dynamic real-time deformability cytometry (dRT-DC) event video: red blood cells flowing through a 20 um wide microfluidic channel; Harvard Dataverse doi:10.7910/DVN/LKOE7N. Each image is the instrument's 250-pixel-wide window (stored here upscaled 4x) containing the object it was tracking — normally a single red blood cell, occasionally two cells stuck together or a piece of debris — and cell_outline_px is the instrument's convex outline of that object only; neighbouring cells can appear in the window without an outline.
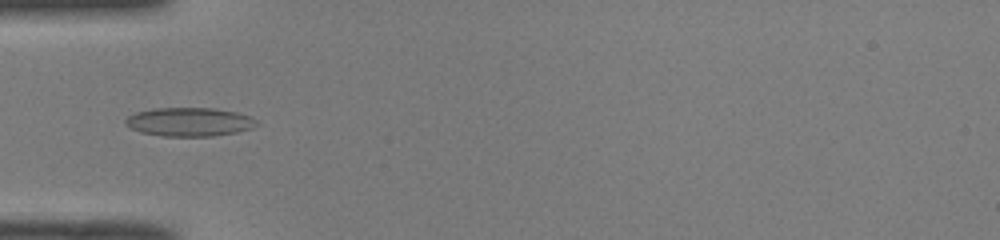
{"species": "common noctule bat (a hibernating species)", "species_latin": "Nyctalus noctula", "temperature_condition": "room temperature", "stored_images_in_passage": 47, "camera_frame_rate_fps": 3000, "um_per_image_px": 0.085, "animal": {"sex": "male", "body_mass_g": 19.0, "forearm_length_mm": 50.8}, "frame": {"image": 1, "passage_image": 14, "time_ms": 4.333, "image_size_px": [1000, 240], "cell_outline_px": [[260, 124], [252, 128], [236, 132], [212, 136], [164, 136], [140, 132], [124, 124], [124, 120], [128, 116], [136, 112], [152, 108], [216, 108], [236, 112], [252, 116]], "centroid_in_image_um": [16.11, 10.35], "position_along_channel_um": 68.9, "area_um2": 22.08}}
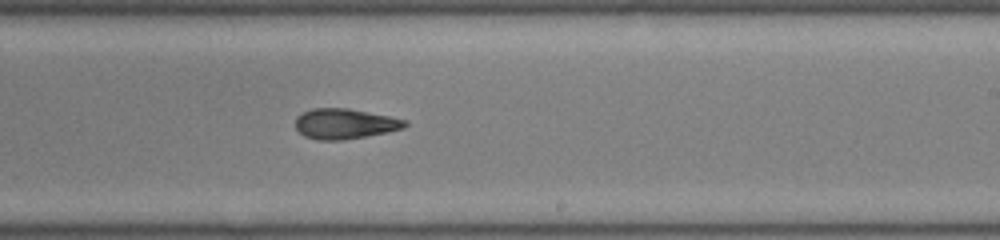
{"frame": {"image": 2, "passage_image": 28, "time_ms": 9.0, "image_size_px": [1000, 240], "cell_outline_px": [[408, 124], [404, 128], [388, 132], [340, 140], [316, 140], [304, 136], [296, 128], [296, 116], [312, 108], [348, 108], [408, 120]], "centroid_in_image_um": [29.3, 10.52], "position_along_channel_um": 259.7, "area_um2": 19.25}}
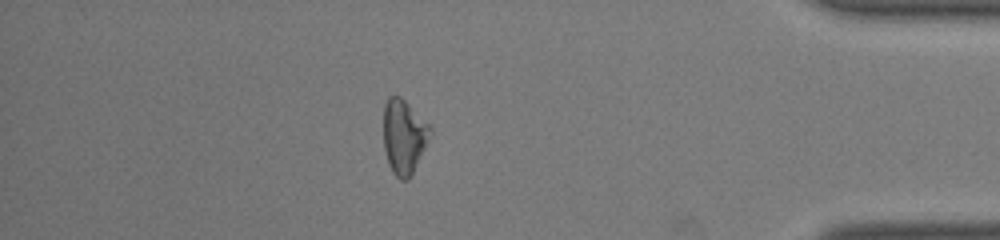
{"frame": {"image": 3, "passage_image": 41, "time_ms": 13.333, "image_size_px": [1000, 240], "cell_outline_px": [[432, 132], [408, 180], [400, 180], [392, 172], [388, 164], [384, 148], [384, 104], [388, 96], [400, 96], [432, 128]], "centroid_in_image_um": [34.3, 11.6], "position_along_channel_um": 400.9, "area_um2": 19.88}, "authors_computed_cell_mechanics": {"area_um2": 20.4034, "velocity_mm_per_s": 4.1006, "shape_relaxation_time_tau1_ms": null, "shape_relaxation_time_tau2_ms": 3.9828, "deformation_change_tau1": null, "deformation_change_tau2": 0.1094}}